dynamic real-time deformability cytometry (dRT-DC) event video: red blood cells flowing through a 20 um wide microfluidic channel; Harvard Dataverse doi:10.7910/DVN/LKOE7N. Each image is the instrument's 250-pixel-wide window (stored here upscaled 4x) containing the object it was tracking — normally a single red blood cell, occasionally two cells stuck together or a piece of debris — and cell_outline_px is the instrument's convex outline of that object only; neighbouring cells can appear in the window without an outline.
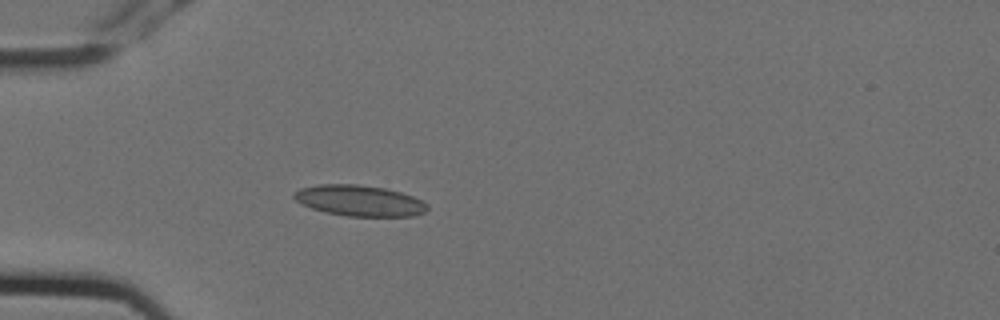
{"species": "Egyptian fruit bat (a non-hibernating species)", "species_latin": "Rousettus aegyptiacus", "temperature_condition": "cold", "stored_images_in_passage": 4, "camera_frame_rate_fps": 3000, "um_per_image_px": 0.085, "animal": {"sex": "female"}, "frame": {"image": 1, "passage_image": 4, "time_ms": 1.0, "image_size_px": [1000, 320], "cell_outline_px": [[428, 208], [424, 212], [412, 216], [348, 216], [324, 212], [300, 204], [292, 196], [292, 192], [300, 188], [320, 184], [356, 184], [384, 188], [400, 192], [412, 196], [428, 204]], "centroid_in_image_um": [30.51, 17.05], "position_along_channel_um": 54.5, "area_um2": 23.99}}